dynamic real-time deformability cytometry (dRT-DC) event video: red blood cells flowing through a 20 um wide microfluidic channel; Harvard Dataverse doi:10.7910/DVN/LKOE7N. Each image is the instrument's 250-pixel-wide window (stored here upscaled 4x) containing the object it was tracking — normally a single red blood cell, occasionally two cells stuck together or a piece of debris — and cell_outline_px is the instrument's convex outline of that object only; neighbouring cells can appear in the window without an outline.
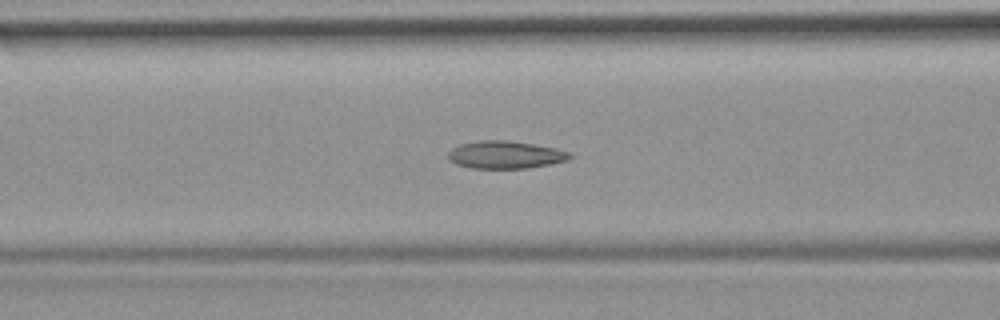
{"species": "common noctule bat (a hibernating species)", "species_latin": "Nyctalus noctula", "temperature_condition": "room temperature", "stored_images_in_passage": 54, "camera_frame_rate_fps": 3000, "um_per_image_px": 0.085, "animal": {"sex": "female", "body_mass_g": 19.9}, "frame": {"image": 1, "passage_image": 21, "time_ms": 6.667, "image_size_px": [1000, 320], "cell_outline_px": [[572, 156], [568, 160], [528, 168], [472, 168], [456, 164], [448, 160], [448, 152], [452, 148], [460, 144], [480, 140], [508, 140], [556, 148], [572, 152]], "centroid_in_image_um": [42.94, 13.15], "position_along_channel_um": 123.7, "area_um2": 19.59}}
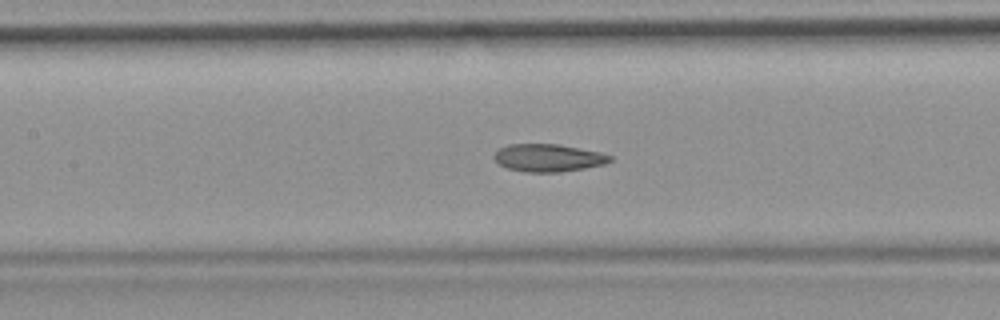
{"frame": {"image": 2, "passage_image": 24, "time_ms": 7.667, "image_size_px": [1000, 320], "cell_outline_px": [[612, 160], [604, 164], [584, 168], [560, 172], [524, 172], [508, 168], [500, 164], [492, 156], [500, 148], [508, 144], [560, 144], [600, 152], [612, 156]], "centroid_in_image_um": [46.61, 13.41], "position_along_channel_um": 160.8, "area_um2": 18.61}}
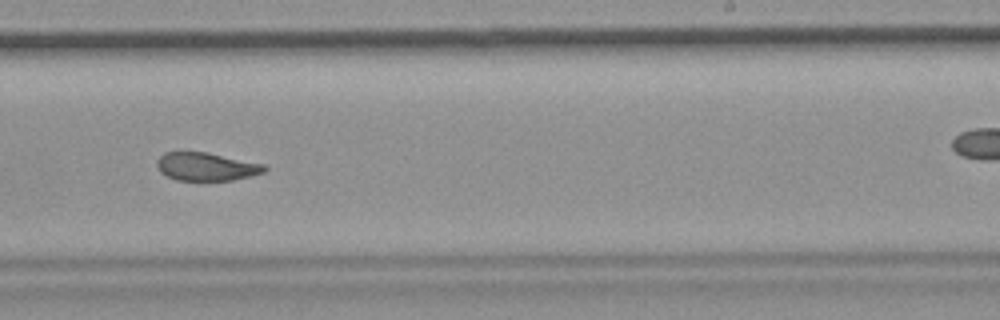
{"frame": {"image": 3, "passage_image": 33, "time_ms": 10.667, "image_size_px": [1000, 320], "cell_outline_px": [[268, 168], [264, 172], [232, 180], [176, 180], [160, 172], [156, 164], [156, 160], [164, 152], [208, 152], [264, 164]], "centroid_in_image_um": [17.52, 14.15], "position_along_channel_um": 271.5, "area_um2": 17.57}}